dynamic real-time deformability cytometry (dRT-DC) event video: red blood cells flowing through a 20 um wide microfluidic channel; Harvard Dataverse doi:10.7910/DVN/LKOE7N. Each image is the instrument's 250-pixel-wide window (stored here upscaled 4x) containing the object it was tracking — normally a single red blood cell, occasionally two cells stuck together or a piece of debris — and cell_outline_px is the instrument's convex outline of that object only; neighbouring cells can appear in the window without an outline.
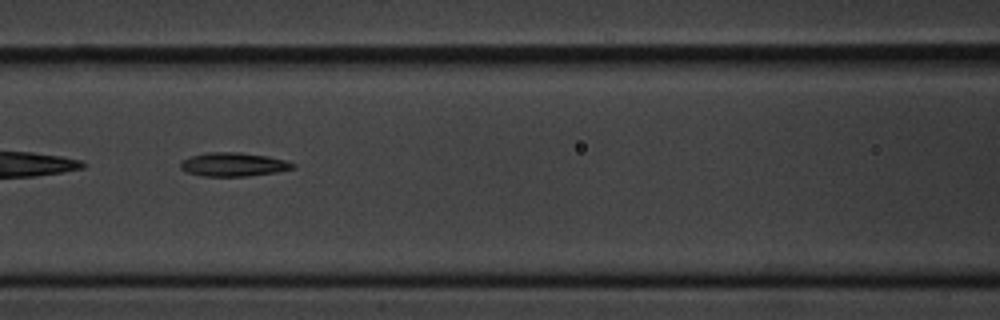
{"species": "common noctule bat (a hibernating species)", "species_latin": "Nyctalus noctula", "temperature_condition": "cold", "stored_images_in_passage": 10, "camera_frame_rate_fps": 3000, "um_per_image_px": 0.085, "animal": {"sex": "male", "body_mass_g": 20.1, "forearm_length_mm": 53.5}, "frame": {"image": 1, "passage_image": 9, "time_ms": 10.0, "image_size_px": [1000, 320], "cell_outline_px": [[296, 168], [276, 172], [248, 176], [204, 176], [188, 172], [180, 168], [180, 164], [184, 160], [192, 156], [208, 152], [240, 152], [268, 156], [284, 160], [296, 164]], "centroid_in_image_um": [19.89, 13.98], "position_along_channel_um": 146.7, "area_um2": 15.43}}
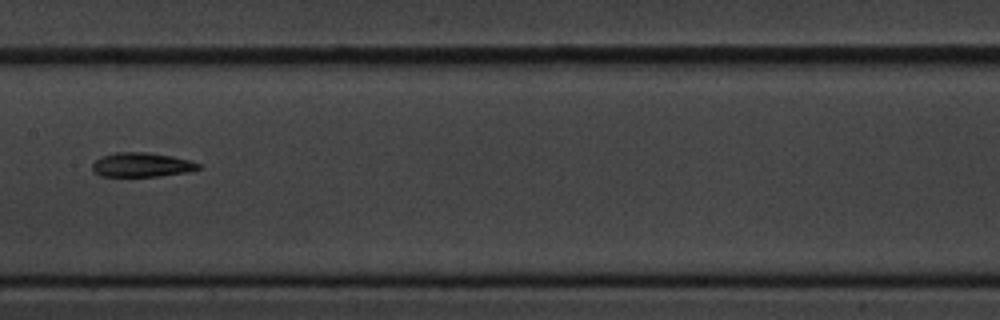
{"frame": {"image": 2, "passage_image": 10, "time_ms": 11.333, "image_size_px": [1000, 320], "cell_outline_px": [[204, 168], [188, 172], [156, 176], [100, 176], [92, 168], [92, 164], [100, 156], [116, 152], [148, 152], [172, 156], [192, 160], [200, 164]], "centroid_in_image_um": [12.09, 14.0], "position_along_channel_um": 195.3, "area_um2": 15.14}}